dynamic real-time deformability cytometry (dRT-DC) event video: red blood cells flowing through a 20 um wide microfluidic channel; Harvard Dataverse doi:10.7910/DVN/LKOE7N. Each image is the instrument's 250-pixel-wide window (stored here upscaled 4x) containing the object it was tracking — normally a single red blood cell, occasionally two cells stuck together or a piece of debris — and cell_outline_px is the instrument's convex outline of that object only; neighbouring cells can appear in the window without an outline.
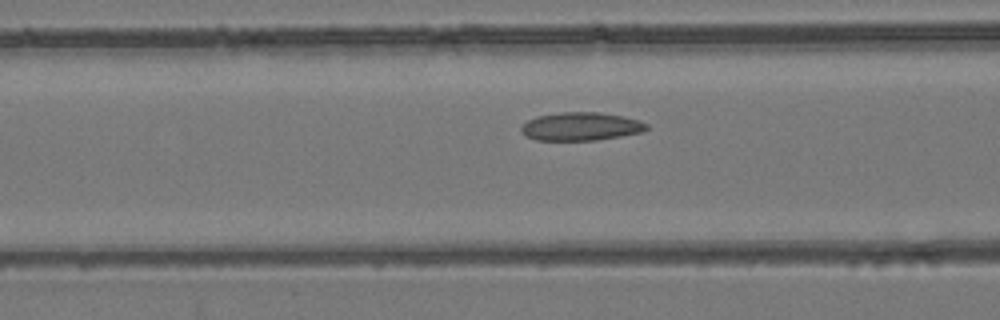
{"species": "common noctule bat (a hibernating species)", "species_latin": "Nyctalus noctula", "temperature_condition": "room temperature", "stored_images_in_passage": 48, "camera_frame_rate_fps": 3000, "um_per_image_px": 0.085, "animal": {"sex": "female", "body_mass_g": 24.6, "forearm_length_mm": 56.2}, "frame": {"image": 1, "passage_image": 16, "time_ms": 5.0, "image_size_px": [1000, 320], "cell_outline_px": [[648, 128], [640, 132], [620, 136], [596, 140], [536, 140], [520, 132], [520, 128], [528, 120], [536, 116], [560, 112], [600, 112], [624, 116], [640, 120], [648, 124]], "centroid_in_image_um": [49.38, 10.74], "position_along_channel_um": 117.2, "area_um2": 20.63}}
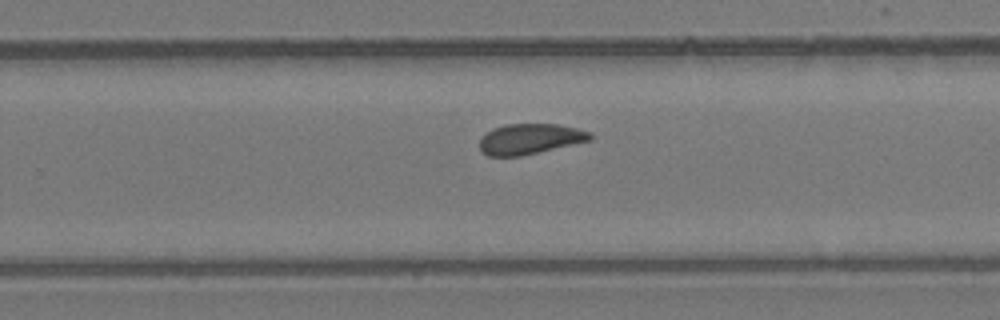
{"frame": {"image": 2, "passage_image": 29, "time_ms": 9.333, "image_size_px": [1000, 320], "cell_outline_px": [[592, 140], [520, 156], [488, 156], [480, 152], [480, 140], [492, 128], [504, 124], [556, 124], [576, 128], [592, 132]], "centroid_in_image_um": [45.04, 11.81], "position_along_channel_um": 284.8, "area_um2": 19.59}}
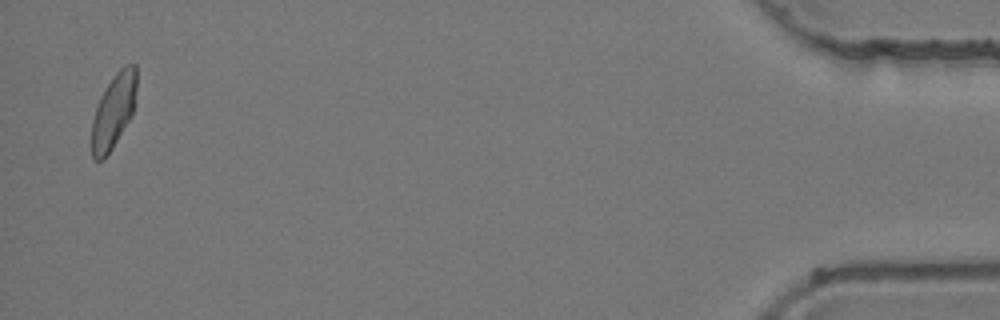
{"frame": {"image": 3, "passage_image": 47, "time_ms": 15.333, "image_size_px": [1000, 320], "cell_outline_px": [[136, 88], [132, 116], [112, 148], [104, 160], [92, 160], [92, 120], [100, 96], [116, 72], [124, 64], [136, 64]], "centroid_in_image_um": [9.65, 9.44], "position_along_channel_um": 425.5, "area_um2": 19.36}, "authors_computed_cell_mechanics": {"area_um2": 20.3167, "velocity_mm_per_s": 3.873, "shape_relaxation_time_tau1_ms": null, "shape_relaxation_time_tau2_ms": 2.5308, "deformation_change_tau1": null, "deformation_change_tau2": 0.0803}}